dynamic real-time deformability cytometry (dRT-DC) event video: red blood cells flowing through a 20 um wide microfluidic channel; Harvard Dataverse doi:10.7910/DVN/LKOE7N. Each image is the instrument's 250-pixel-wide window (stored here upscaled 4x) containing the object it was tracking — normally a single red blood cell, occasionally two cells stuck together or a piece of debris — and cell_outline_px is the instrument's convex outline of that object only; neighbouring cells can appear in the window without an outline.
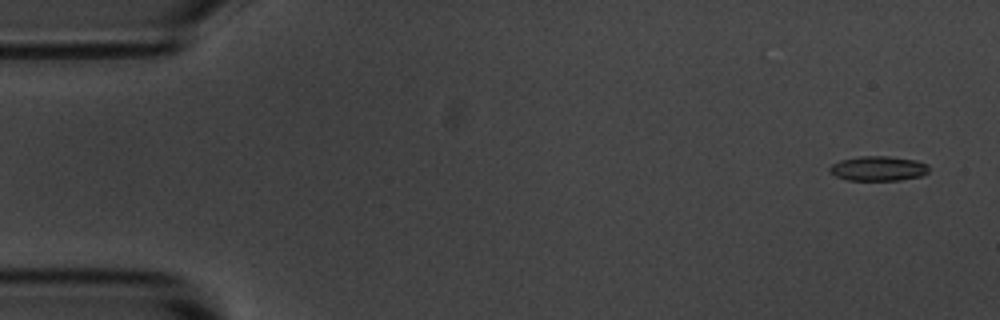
{"species": "common noctule bat (a hibernating species)", "species_latin": "Nyctalus noctula", "temperature_condition": "room temperature", "stored_images_in_passage": 5, "camera_frame_rate_fps": 3000, "um_per_image_px": 0.085, "animal": {"sex": "male", "body_mass_g": 20.1, "forearm_length_mm": 53.5}, "frame": {"image": 1, "passage_image": 1, "time_ms": 0.0, "image_size_px": [1000, 320], "cell_outline_px": [[928, 172], [920, 176], [900, 180], [848, 180], [836, 176], [828, 168], [832, 164], [840, 160], [860, 156], [888, 156], [916, 160], [928, 164]], "centroid_in_image_um": [74.66, 14.31], "position_along_channel_um": 10.3, "area_um2": 14.22}}
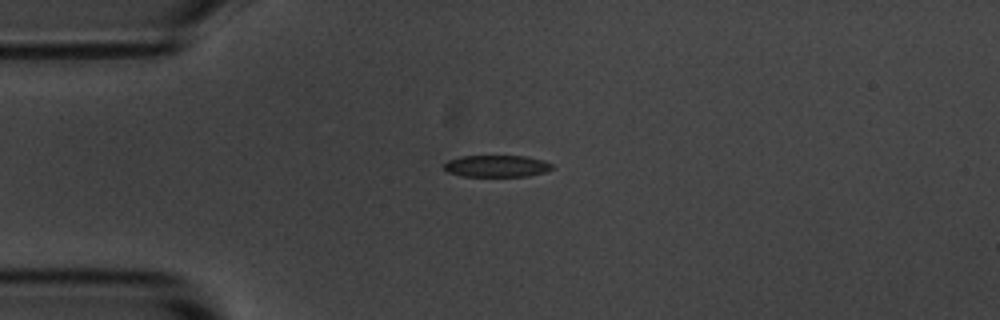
{"frame": {"image": 2, "passage_image": 4, "time_ms": 3.667, "image_size_px": [1000, 320], "cell_outline_px": [[556, 168], [544, 172], [528, 176], [464, 176], [448, 172], [444, 168], [444, 164], [448, 160], [460, 156], [524, 156], [544, 160], [552, 164]], "centroid_in_image_um": [42.25, 14.11], "position_along_channel_um": 42.8, "area_um2": 13.76}}